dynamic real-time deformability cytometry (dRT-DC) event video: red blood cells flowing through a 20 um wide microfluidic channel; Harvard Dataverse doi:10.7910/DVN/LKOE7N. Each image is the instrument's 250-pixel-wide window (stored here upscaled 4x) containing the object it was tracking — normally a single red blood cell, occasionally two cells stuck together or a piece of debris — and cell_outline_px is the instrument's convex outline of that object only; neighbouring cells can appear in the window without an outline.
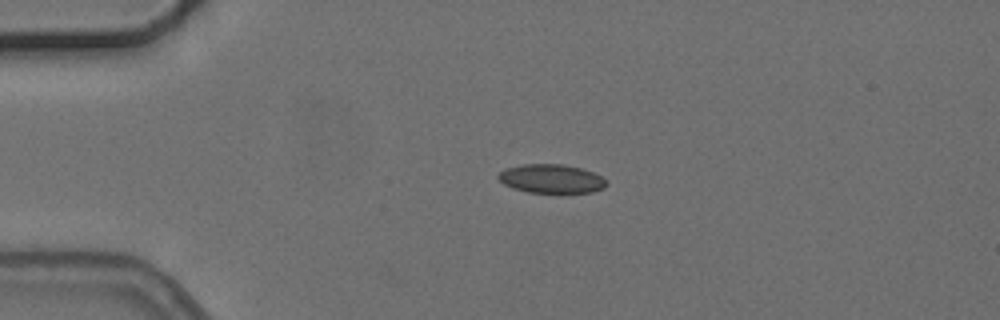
{"species": "common noctule bat (a hibernating species)", "species_latin": "Nyctalus noctula", "temperature_condition": "cold", "stored_images_in_passage": 3, "camera_frame_rate_fps": 3000, "um_per_image_px": 0.085, "animal": {"sex": "female", "body_mass_g": 24.6, "forearm_length_mm": 56.2}, "frame": {"image": 1, "passage_image": 2, "time_ms": 1.0, "image_size_px": [1000, 320], "cell_outline_px": [[608, 184], [604, 188], [592, 192], [528, 192], [512, 188], [504, 184], [496, 176], [504, 168], [524, 164], [564, 164], [580, 168], [592, 172], [608, 180]], "centroid_in_image_um": [46.86, 15.18], "position_along_channel_um": 38.1, "area_um2": 18.15}}